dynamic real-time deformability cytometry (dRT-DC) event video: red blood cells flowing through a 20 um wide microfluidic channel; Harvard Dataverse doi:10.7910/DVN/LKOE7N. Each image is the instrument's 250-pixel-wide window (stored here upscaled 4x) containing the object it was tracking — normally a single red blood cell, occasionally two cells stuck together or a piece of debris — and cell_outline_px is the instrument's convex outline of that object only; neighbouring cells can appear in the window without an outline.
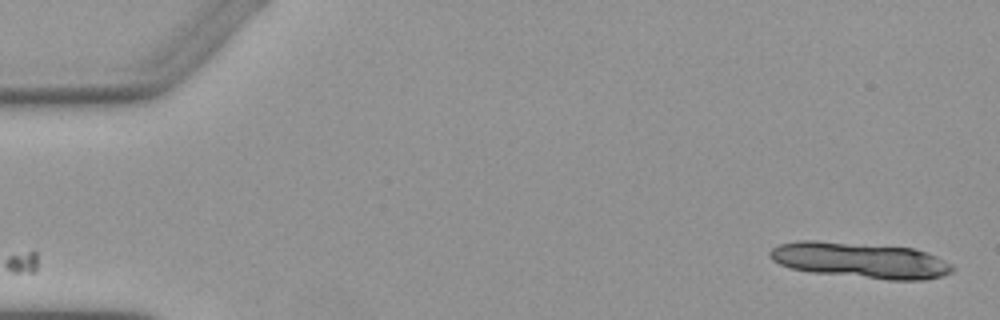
{"species": "Egyptian fruit bat (a non-hibernating species)", "species_latin": "Rousettus aegyptiacus", "temperature_condition": "warm", "stored_images_in_passage": 5, "camera_frame_rate_fps": 3000, "um_per_image_px": 0.085, "animal": {"sex": "female"}, "frame": {"image": 1, "passage_image": 1, "time_ms": 0.0, "image_size_px": [1000, 320], "cell_outline_px": [[956, 268], [952, 272], [944, 276], [924, 280], [888, 280], [812, 272], [792, 268], [780, 264], [772, 260], [768, 256], [768, 252], [772, 248], [780, 244], [796, 240], [816, 240], [912, 248], [928, 252], [952, 264]], "centroid_in_image_um": [73.15, 22.12], "position_along_channel_um": 11.9, "area_um2": 38.21}}